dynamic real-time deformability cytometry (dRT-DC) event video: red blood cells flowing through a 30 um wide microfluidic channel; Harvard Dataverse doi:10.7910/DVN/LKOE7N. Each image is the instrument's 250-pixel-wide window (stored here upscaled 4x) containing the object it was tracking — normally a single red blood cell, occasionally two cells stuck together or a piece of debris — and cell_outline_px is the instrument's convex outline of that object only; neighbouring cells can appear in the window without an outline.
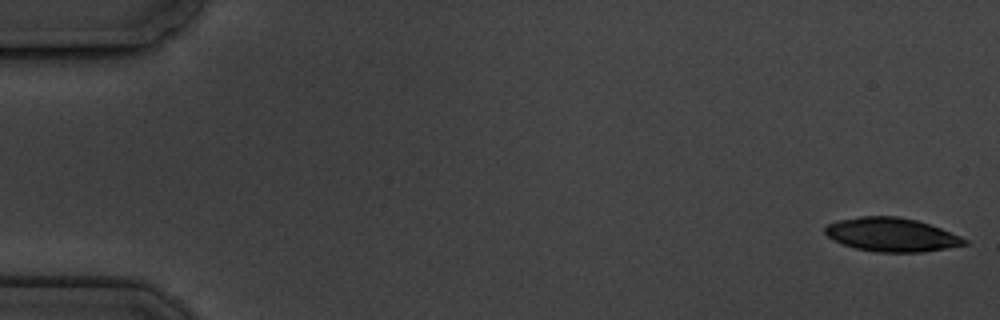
{"species": "common noctule bat (a hibernating species)", "species_latin": "Nyctalus noctula", "temperature_condition": "cold", "stored_images_in_passage": 11, "camera_frame_rate_fps": 3000, "um_per_image_px": 0.085, "animal": {"sex": "male", "body_mass_g": 19.5, "forearm_length_mm": 54.6}, "frame": {"image": 1, "passage_image": 1, "time_ms": 0.0, "image_size_px": [1000, 320], "cell_outline_px": [[968, 244], [924, 252], [876, 252], [856, 248], [840, 244], [832, 240], [824, 232], [824, 228], [828, 224], [836, 220], [860, 216], [900, 216], [916, 220], [940, 228], [960, 236], [968, 240]], "centroid_in_image_um": [75.74, 19.95], "position_along_channel_um": 9.3, "area_um2": 27.51}}